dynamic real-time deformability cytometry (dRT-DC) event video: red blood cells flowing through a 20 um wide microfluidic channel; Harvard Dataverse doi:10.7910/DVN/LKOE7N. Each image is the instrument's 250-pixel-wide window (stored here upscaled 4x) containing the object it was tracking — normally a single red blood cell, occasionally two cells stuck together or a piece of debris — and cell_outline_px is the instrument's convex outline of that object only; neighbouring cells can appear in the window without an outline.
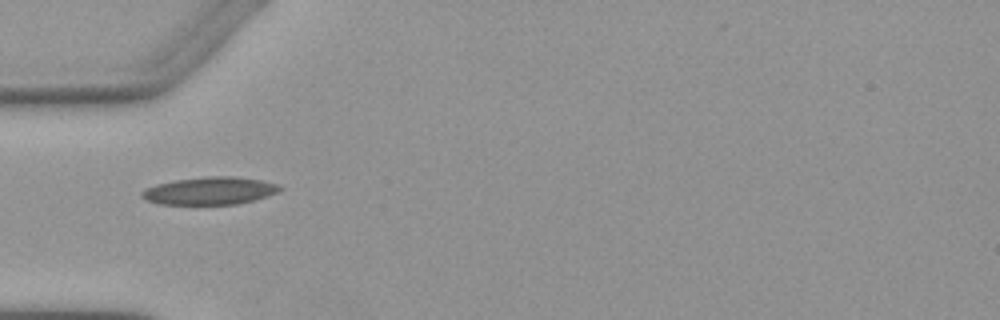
{"species": "Egyptian fruit bat (a non-hibernating species)", "species_latin": "Rousettus aegyptiacus", "temperature_condition": "warm", "stored_images_in_passage": 4, "camera_frame_rate_fps": 3000, "um_per_image_px": 0.085, "animal": {"sex": "female"}, "frame": {"image": 1, "passage_image": 1, "time_ms": 0.0, "image_size_px": [1000, 320], "cell_outline_px": [[284, 188], [276, 192], [252, 200], [236, 204], [160, 204], [148, 200], [140, 196], [140, 192], [156, 184], [176, 180], [208, 176], [236, 176], [260, 180], [280, 184]], "centroid_in_image_um": [17.84, 16.21], "position_along_channel_um": 67.2, "area_um2": 21.96}}
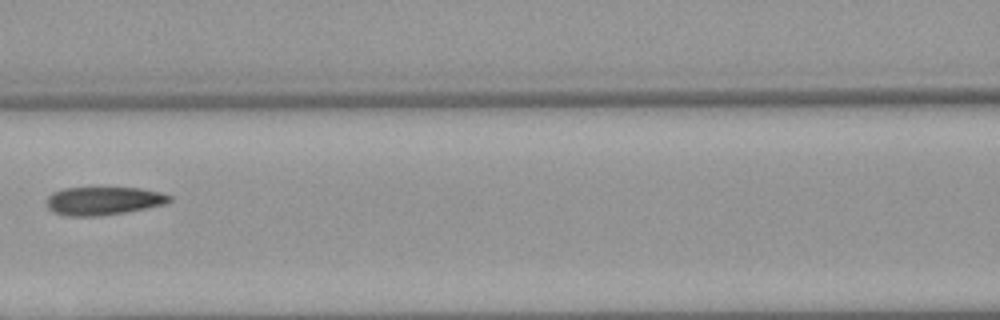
{"frame": {"image": 2, "passage_image": 3, "time_ms": 2.333, "image_size_px": [1000, 320], "cell_outline_px": [[172, 200], [164, 204], [124, 212], [100, 216], [68, 216], [56, 212], [48, 208], [48, 196], [52, 192], [64, 188], [140, 188], [160, 192], [172, 196]], "centroid_in_image_um": [8.8, 17.06], "position_along_channel_um": 157.8, "area_um2": 19.94}}
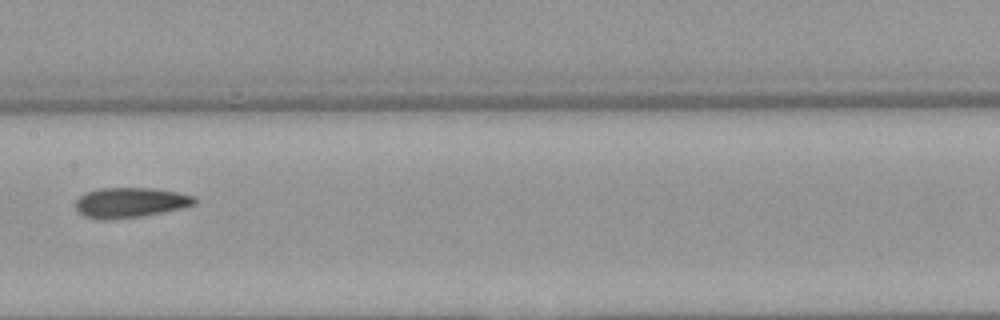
{"frame": {"image": 3, "passage_image": 4, "time_ms": 3.333, "image_size_px": [1000, 320], "cell_outline_px": [[196, 204], [180, 208], [140, 216], [104, 220], [100, 220], [84, 216], [76, 208], [76, 200], [84, 192], [96, 188], [152, 188], [176, 192], [196, 196]], "centroid_in_image_um": [11.04, 17.2], "position_along_channel_um": 196.4, "area_um2": 20.75}}